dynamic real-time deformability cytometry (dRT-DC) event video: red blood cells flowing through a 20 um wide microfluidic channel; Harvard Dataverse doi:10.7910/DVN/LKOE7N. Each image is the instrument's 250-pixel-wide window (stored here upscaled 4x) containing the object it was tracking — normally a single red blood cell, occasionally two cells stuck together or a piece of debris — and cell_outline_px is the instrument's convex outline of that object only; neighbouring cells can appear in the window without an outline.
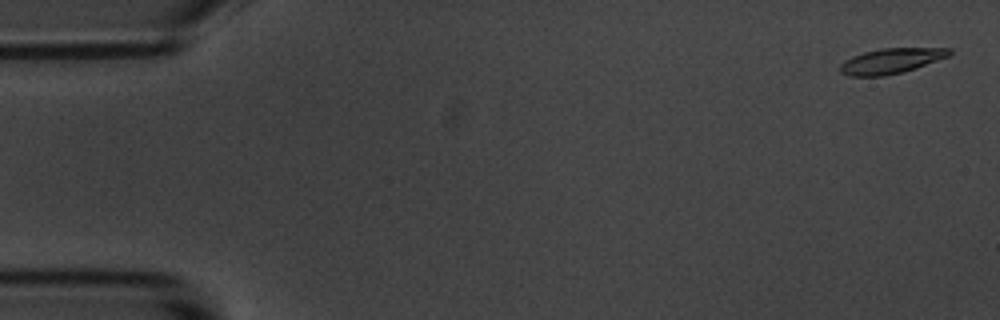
{"species": "common noctule bat (a hibernating species)", "species_latin": "Nyctalus noctula", "temperature_condition": "room temperature", "stored_images_in_passage": 6, "camera_frame_rate_fps": 3000, "um_per_image_px": 0.085, "animal": {"sex": "male", "body_mass_g": 20.1, "forearm_length_mm": 53.5}, "frame": {"image": 1, "passage_image": 1, "time_ms": 0.0, "image_size_px": [1000, 320], "cell_outline_px": [[952, 52], [948, 56], [916, 68], [884, 76], [848, 76], [840, 72], [840, 64], [844, 60], [852, 56], [864, 52], [880, 48], [952, 48]], "centroid_in_image_um": [75.71, 5.17], "position_along_channel_um": 9.3, "area_um2": 16.01}}
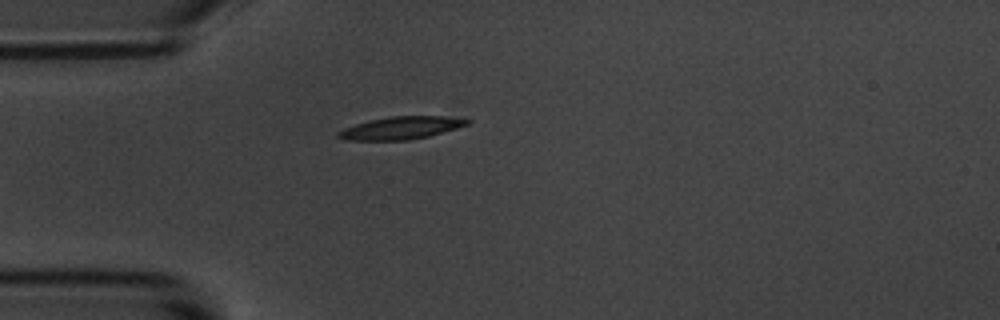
{"frame": {"image": 2, "passage_image": 5, "time_ms": 4.667, "image_size_px": [1000, 320], "cell_outline_px": [[472, 120], [468, 124], [456, 128], [428, 136], [408, 140], [344, 140], [336, 136], [336, 132], [344, 128], [368, 120], [392, 116], [440, 116]], "centroid_in_image_um": [34.02, 10.87], "position_along_channel_um": 51.0, "area_um2": 16.82}}